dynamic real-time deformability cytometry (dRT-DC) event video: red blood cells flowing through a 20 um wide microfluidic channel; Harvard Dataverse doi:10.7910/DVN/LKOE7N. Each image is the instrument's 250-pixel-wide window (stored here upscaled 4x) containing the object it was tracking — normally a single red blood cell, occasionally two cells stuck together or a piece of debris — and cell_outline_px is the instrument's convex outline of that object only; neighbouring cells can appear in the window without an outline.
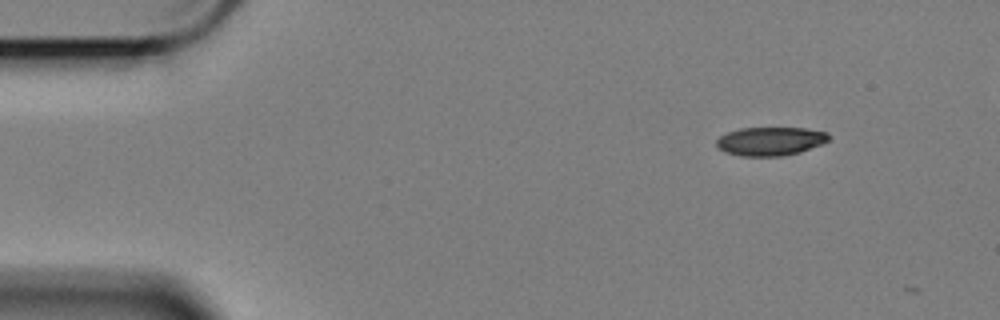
{"species": "Egyptian fruit bat (a non-hibernating species)", "species_latin": "Rousettus aegyptiacus", "temperature_condition": "cold", "stored_images_in_passage": 6, "camera_frame_rate_fps": 3000, "um_per_image_px": 0.085, "animal": {"sex": "female"}, "frame": {"image": 1, "passage_image": 4, "time_ms": 1.0, "image_size_px": [1000, 320], "cell_outline_px": [[828, 140], [820, 144], [800, 152], [780, 156], [740, 156], [724, 152], [716, 148], [716, 140], [720, 136], [728, 132], [740, 128], [804, 128], [828, 132]], "centroid_in_image_um": [65.42, 12.01], "position_along_channel_um": 19.6, "area_um2": 18.67}}